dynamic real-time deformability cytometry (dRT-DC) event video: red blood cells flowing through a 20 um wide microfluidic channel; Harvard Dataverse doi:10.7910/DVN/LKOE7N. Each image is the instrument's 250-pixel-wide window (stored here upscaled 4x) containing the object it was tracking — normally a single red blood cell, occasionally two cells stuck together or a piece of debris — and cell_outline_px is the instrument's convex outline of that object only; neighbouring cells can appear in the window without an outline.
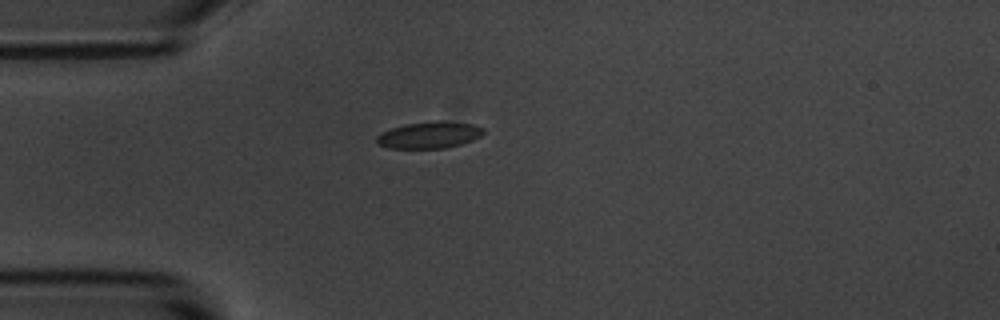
{"species": "common noctule bat (a hibernating species)", "species_latin": "Nyctalus noctula", "temperature_condition": "room temperature", "stored_images_in_passage": 4, "camera_frame_rate_fps": 3000, "um_per_image_px": 0.085, "animal": {"sex": "male", "body_mass_g": 20.1, "forearm_length_mm": 53.5}, "frame": {"image": 1, "passage_image": 4, "time_ms": 4.333, "image_size_px": [1000, 320], "cell_outline_px": [[484, 132], [480, 136], [472, 140], [460, 144], [444, 148], [388, 148], [380, 144], [376, 140], [376, 136], [392, 128], [404, 124], [436, 120], [472, 124], [484, 128]], "centroid_in_image_um": [36.5, 11.47], "position_along_channel_um": 48.5, "area_um2": 16.42}}